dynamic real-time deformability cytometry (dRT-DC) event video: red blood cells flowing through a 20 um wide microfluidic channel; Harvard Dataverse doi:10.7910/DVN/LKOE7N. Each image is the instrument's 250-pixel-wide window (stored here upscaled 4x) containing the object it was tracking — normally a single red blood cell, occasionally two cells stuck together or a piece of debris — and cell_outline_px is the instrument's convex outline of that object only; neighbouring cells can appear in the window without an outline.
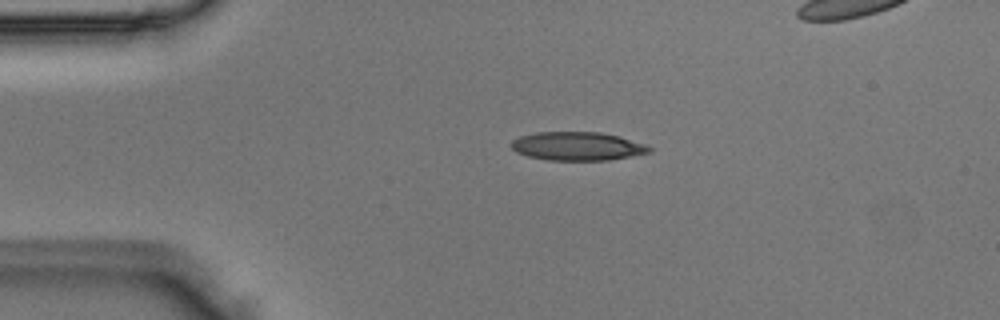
{"species": "Egyptian fruit bat (a non-hibernating species)", "species_latin": "Rousettus aegyptiacus", "temperature_condition": "room temperature", "stored_images_in_passage": 4, "segment_of_instrument_passage": [1, 2], "camera_frame_rate_fps": 3000, "um_per_image_px": 0.085, "animal": {"sex": "male"}, "frame": {"image": 1, "passage_image": 2, "time_ms": 0.333, "image_size_px": [1000, 320], "cell_outline_px": [[652, 152], [632, 156], [608, 160], [548, 160], [528, 156], [516, 152], [512, 148], [512, 140], [520, 136], [536, 132], [600, 132], [620, 136], [648, 144], [652, 148]], "centroid_in_image_um": [49.14, 12.42], "position_along_channel_um": 35.9, "area_um2": 23.12}}